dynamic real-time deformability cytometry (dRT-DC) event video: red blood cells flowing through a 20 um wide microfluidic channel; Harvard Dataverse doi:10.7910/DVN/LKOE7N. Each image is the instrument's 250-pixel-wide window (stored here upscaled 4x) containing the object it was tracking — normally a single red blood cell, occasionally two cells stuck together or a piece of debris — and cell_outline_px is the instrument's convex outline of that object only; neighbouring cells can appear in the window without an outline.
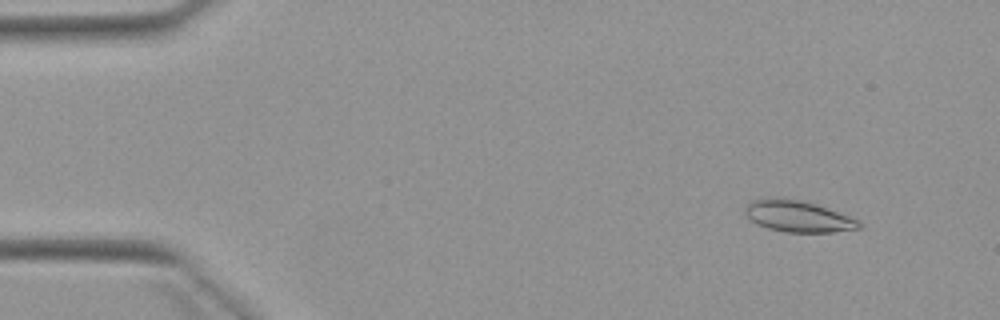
{"species": "Egyptian fruit bat (a non-hibernating species)", "species_latin": "Rousettus aegyptiacus", "temperature_condition": "warm", "stored_images_in_passage": 5, "camera_frame_rate_fps": 3000, "um_per_image_px": 0.085, "animal": {"sex": "female"}, "frame": {"image": 1, "passage_image": 2, "time_ms": 1.333, "image_size_px": [1000, 320], "cell_outline_px": [[864, 224], [860, 228], [832, 232], [784, 232], [768, 228], [744, 216], [744, 208], [752, 200], [776, 196], [804, 200], [816, 204], [860, 220]], "centroid_in_image_um": [67.82, 18.36], "position_along_channel_um": 17.2, "area_um2": 21.1}}
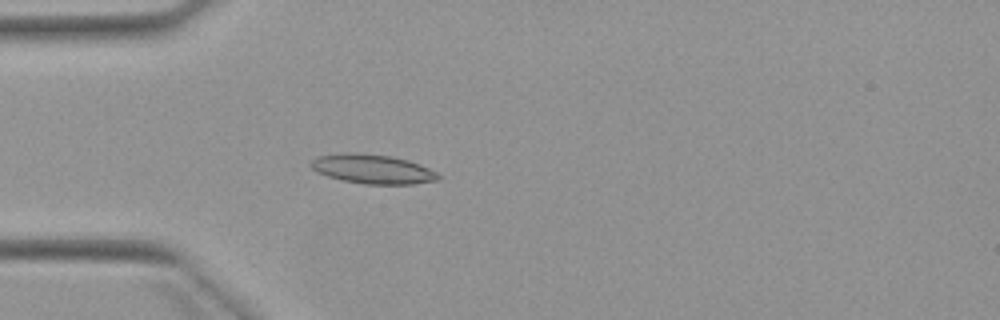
{"frame": {"image": 2, "passage_image": 5, "time_ms": 4.667, "image_size_px": [1000, 320], "cell_outline_px": [[440, 180], [412, 184], [364, 184], [344, 180], [328, 176], [316, 172], [308, 164], [316, 156], [340, 152], [352, 152], [392, 156], [408, 160], [420, 164], [436, 172], [440, 176]], "centroid_in_image_um": [31.64, 14.35], "position_along_channel_um": 53.4, "area_um2": 21.91}}